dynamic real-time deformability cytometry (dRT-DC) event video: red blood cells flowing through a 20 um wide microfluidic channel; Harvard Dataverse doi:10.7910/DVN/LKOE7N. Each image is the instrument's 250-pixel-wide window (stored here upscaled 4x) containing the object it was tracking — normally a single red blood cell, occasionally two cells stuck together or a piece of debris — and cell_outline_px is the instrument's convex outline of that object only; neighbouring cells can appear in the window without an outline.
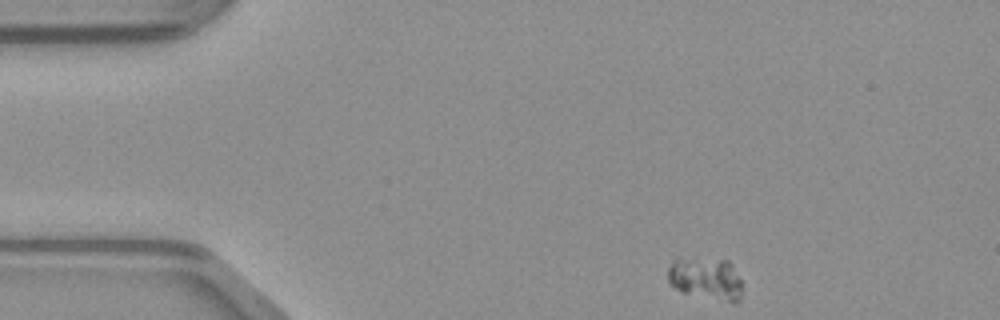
{"species": "common noctule bat (a hibernating species)", "species_latin": "Nyctalus noctula", "temperature_condition": "warm", "stored_images_in_passage": 44, "camera_frame_rate_fps": 3000, "um_per_image_px": 0.085, "animal": {"sex": "male", "body_mass_g": 23.1, "forearm_length_mm": 52.7}, "frame": {"image": 1, "passage_image": 1, "time_ms": 0.0, "image_size_px": [1000, 320], "cell_outline_px": [[740, 300], [728, 300], [684, 292], [668, 284], [668, 268], [672, 260], [676, 256], [696, 256], [728, 260], [732, 264], [740, 280]], "centroid_in_image_um": [59.91, 23.56], "position_along_channel_um": 25.1, "area_um2": 18.38}}